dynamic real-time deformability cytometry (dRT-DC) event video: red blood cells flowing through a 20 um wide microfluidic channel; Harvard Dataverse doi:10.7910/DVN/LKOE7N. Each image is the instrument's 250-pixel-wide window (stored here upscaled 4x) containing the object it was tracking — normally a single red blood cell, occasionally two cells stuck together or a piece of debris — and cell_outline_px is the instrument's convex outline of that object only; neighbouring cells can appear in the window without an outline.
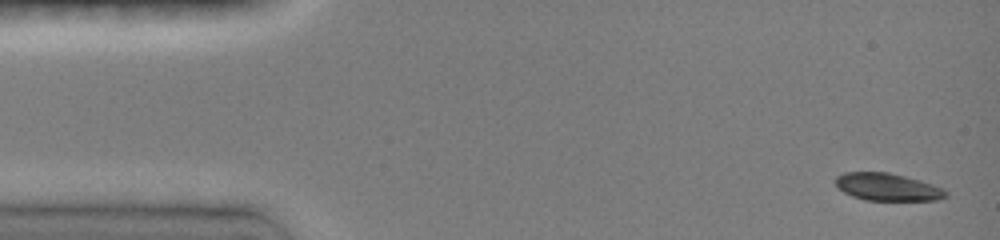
{"species": "common noctule bat (a hibernating species)", "species_latin": "Nyctalus noctula", "temperature_condition": "room temperature", "stored_images_in_passage": 11, "camera_frame_rate_fps": 3000, "um_per_image_px": 0.085, "animal": {"sex": "female", "body_mass_g": 19.0, "forearm_length_mm": 51.5}, "frame": {"image": 1, "passage_image": 1, "time_ms": 0.0, "image_size_px": [1000, 240], "cell_outline_px": [[948, 196], [936, 200], [864, 200], [852, 196], [844, 192], [832, 180], [836, 176], [844, 172], [888, 172], [920, 180], [944, 188], [948, 192]], "centroid_in_image_um": [75.43, 15.89], "position_along_channel_um": 9.6, "area_um2": 17.74}}
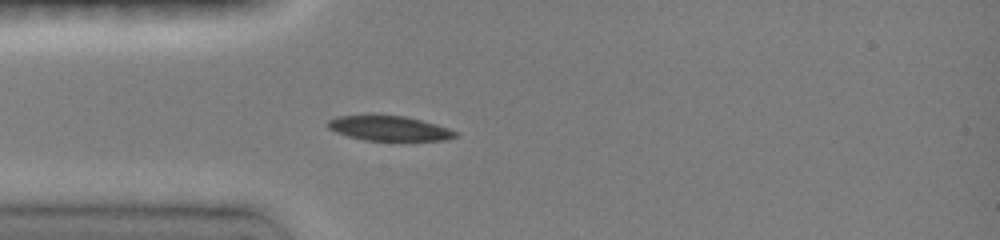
{"frame": {"image": 2, "passage_image": 5, "time_ms": 3.667, "image_size_px": [1000, 240], "cell_outline_px": [[456, 136], [448, 140], [364, 140], [348, 136], [336, 132], [328, 128], [328, 120], [336, 116], [372, 112], [404, 116], [420, 120], [448, 128], [456, 132]], "centroid_in_image_um": [32.98, 10.86], "position_along_channel_um": 52.0, "area_um2": 18.96}}
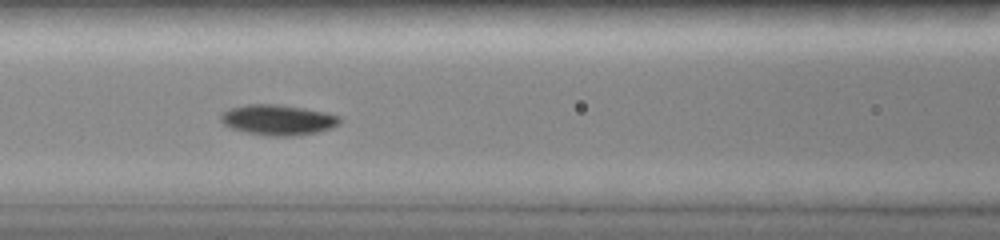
{"frame": {"image": 3, "passage_image": 8, "time_ms": 6.0, "image_size_px": [1000, 240], "cell_outline_px": [[340, 120], [332, 128], [316, 132], [292, 136], [268, 136], [244, 132], [232, 128], [224, 124], [220, 120], [220, 116], [228, 108], [248, 104], [276, 104], [324, 112], [340, 116]], "centroid_in_image_um": [23.58, 10.19], "position_along_channel_um": 143.0, "area_um2": 20.87}}